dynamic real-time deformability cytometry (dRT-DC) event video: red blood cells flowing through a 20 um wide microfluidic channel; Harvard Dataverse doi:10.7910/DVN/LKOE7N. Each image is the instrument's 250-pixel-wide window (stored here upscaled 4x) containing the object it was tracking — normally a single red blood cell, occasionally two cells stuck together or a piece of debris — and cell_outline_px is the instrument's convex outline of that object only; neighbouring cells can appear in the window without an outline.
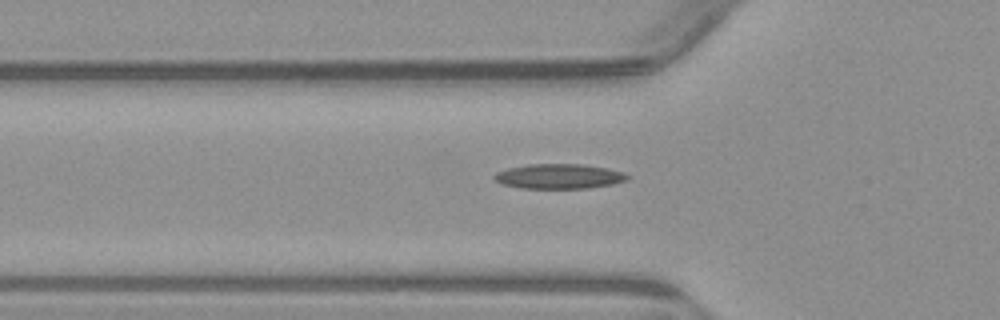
{"species": "common noctule bat (a hibernating species)", "species_latin": "Nyctalus noctula", "temperature_condition": "warm", "stored_images_in_passage": 49, "camera_frame_rate_fps": 3000, "um_per_image_px": 0.085, "animal": {"sex": "male", "body_mass_g": 23.1, "forearm_length_mm": 52.7}, "frame": {"image": 1, "passage_image": 17, "time_ms": 5.333, "image_size_px": [1000, 320], "cell_outline_px": [[628, 180], [612, 184], [588, 188], [524, 188], [504, 184], [496, 180], [492, 176], [496, 172], [508, 168], [528, 164], [580, 164], [608, 168], [624, 172], [628, 176]], "centroid_in_image_um": [47.53, 14.98], "position_along_channel_um": 78.3, "area_um2": 19.13}}
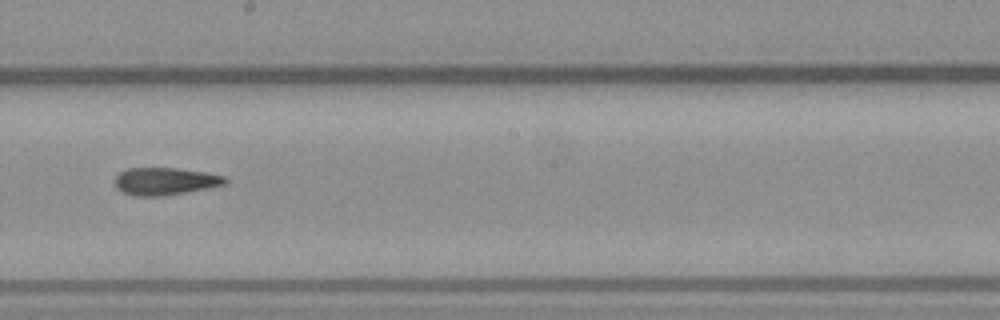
{"frame": {"image": 2, "passage_image": 29, "time_ms": 9.333, "image_size_px": [1000, 320], "cell_outline_px": [[228, 180], [224, 184], [184, 192], [160, 196], [132, 196], [116, 188], [116, 176], [120, 172], [128, 168], [176, 168], [204, 172], [224, 176]], "centroid_in_image_um": [13.99, 15.4], "position_along_channel_um": 234.2, "area_um2": 17.28}}
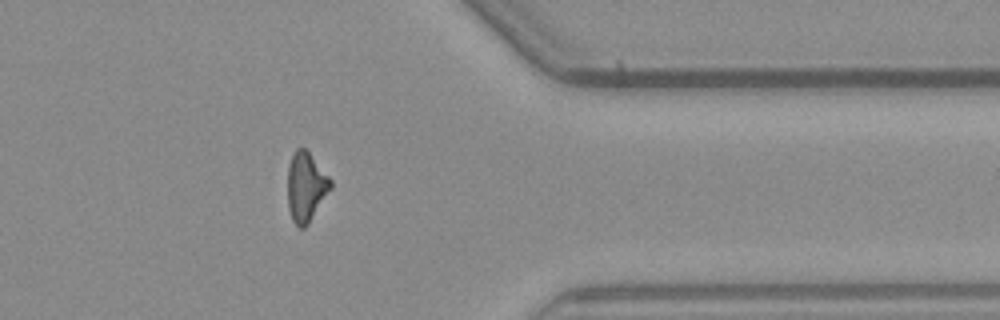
{"frame": {"image": 3, "passage_image": 42, "time_ms": 13.667, "image_size_px": [1000, 320], "cell_outline_px": [[332, 188], [308, 224], [304, 228], [300, 228], [292, 220], [288, 208], [288, 164], [296, 148], [304, 148], [308, 152], [332, 180]], "centroid_in_image_um": [26.0, 15.9], "position_along_channel_um": 385.4, "area_um2": 17.28}, "authors_computed_cell_mechanics": {"area_um2": 17.8602, "velocity_mm_per_s": 3.865, "shape_relaxation_time_tau1_ms": null, "shape_relaxation_time_tau2_ms": 9.2535, "deformation_change_tau1": null, "deformation_change_tau2": 0.2435}}